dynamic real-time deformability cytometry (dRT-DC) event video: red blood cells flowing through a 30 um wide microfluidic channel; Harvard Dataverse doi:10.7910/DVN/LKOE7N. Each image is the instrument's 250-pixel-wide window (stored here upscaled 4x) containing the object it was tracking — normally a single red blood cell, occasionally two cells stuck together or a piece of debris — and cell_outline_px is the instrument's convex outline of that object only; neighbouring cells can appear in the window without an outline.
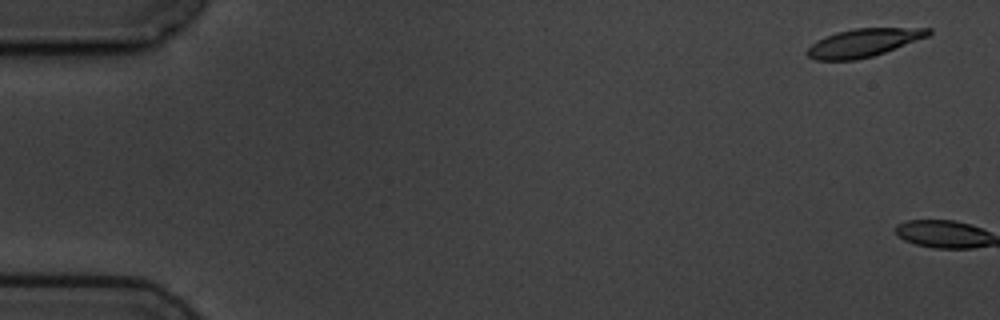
{"species": "common noctule bat (a hibernating species)", "species_latin": "Nyctalus noctula", "temperature_condition": "cold", "stored_images_in_passage": 15, "camera_frame_rate_fps": 3000, "um_per_image_px": 0.085, "animal": {"sex": "male", "body_mass_g": 19.5, "forearm_length_mm": 54.6}, "frame": {"image": 1, "passage_image": 1, "time_ms": 0.0, "image_size_px": [1000, 320], "cell_outline_px": [[932, 32], [928, 36], [884, 52], [872, 56], [856, 60], [816, 60], [808, 56], [804, 52], [816, 40], [824, 36], [836, 32], [856, 28], [932, 28]], "centroid_in_image_um": [73.35, 3.63], "position_along_channel_um": 11.6, "area_um2": 19.77}}
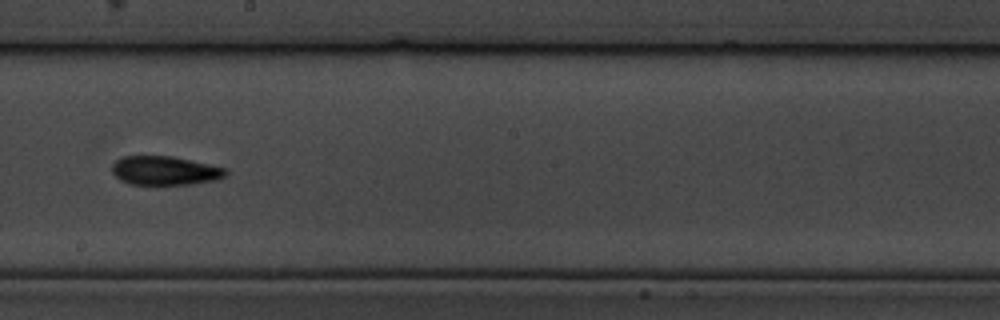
{"frame": {"image": 2, "passage_image": 9, "time_ms": 11.0, "image_size_px": [1000, 320], "cell_outline_px": [[228, 172], [224, 176], [216, 180], [188, 184], [128, 184], [120, 180], [112, 172], [112, 164], [116, 160], [124, 156], [172, 156], [228, 168]], "centroid_in_image_um": [14.02, 14.5], "position_along_channel_um": 234.2, "area_um2": 19.13}}
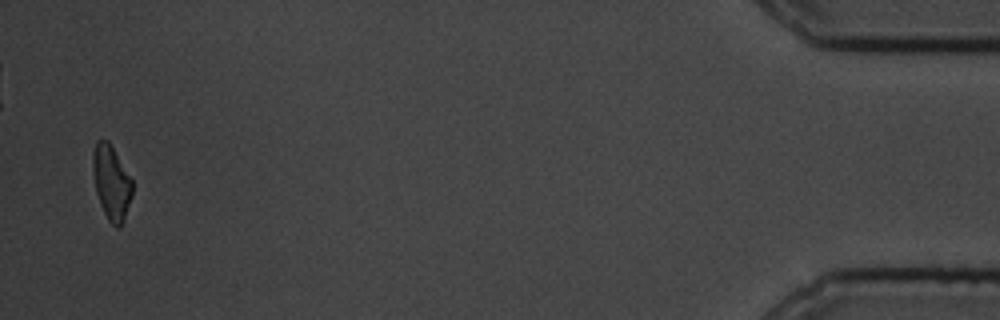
{"frame": {"image": 3, "passage_image": 15, "time_ms": 18.667, "image_size_px": [1000, 320], "cell_outline_px": [[132, 196], [124, 220], [120, 228], [116, 228], [108, 220], [100, 204], [96, 192], [92, 172], [92, 152], [96, 140], [108, 140], [132, 180]], "centroid_in_image_um": [9.45, 15.52], "position_along_channel_um": 425.8, "area_um2": 17.17}, "authors_computed_cell_mechanics": {"area_um2": 18.6116, "velocity_mm_per_s": 3.5798, "shape_relaxation_time_tau1_ms": 7.7491, "shape_relaxation_time_tau2_ms": 5.2583, "deformation_change_tau1": 0.1626, "deformation_change_tau2": 0.1311}}